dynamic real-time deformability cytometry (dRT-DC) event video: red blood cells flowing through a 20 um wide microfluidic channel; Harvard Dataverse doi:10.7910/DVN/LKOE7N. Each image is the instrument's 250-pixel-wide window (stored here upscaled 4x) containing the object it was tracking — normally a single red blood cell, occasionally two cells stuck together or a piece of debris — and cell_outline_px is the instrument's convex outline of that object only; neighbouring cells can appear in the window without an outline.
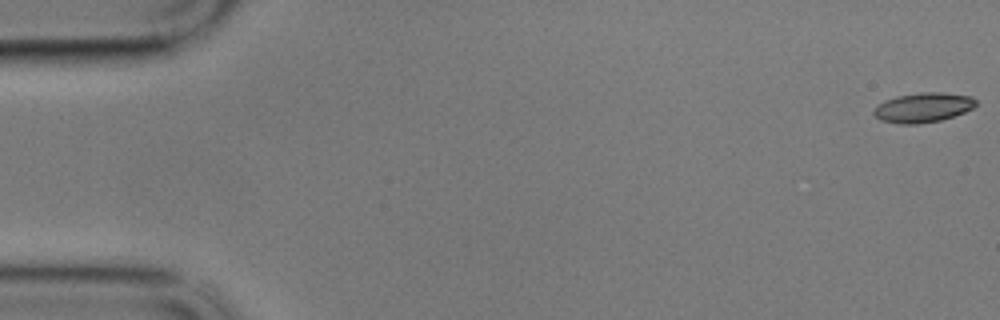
{"species": "common noctule bat (a hibernating species)", "species_latin": "Nyctalus noctula", "temperature_condition": "cold", "stored_images_in_passage": 59, "camera_frame_rate_fps": 3000, "um_per_image_px": 0.085, "animal": {"sex": "male", "body_mass_g": 17.9}, "frame": {"image": 1, "passage_image": 1, "time_ms": 0.0, "image_size_px": [1000, 320], "cell_outline_px": [[976, 104], [972, 108], [964, 112], [940, 120], [916, 124], [900, 124], [880, 120], [872, 112], [884, 100], [896, 96], [920, 92], [944, 92], [972, 96], [976, 100]], "centroid_in_image_um": [78.47, 9.12], "position_along_channel_um": 6.5, "area_um2": 17.57}}
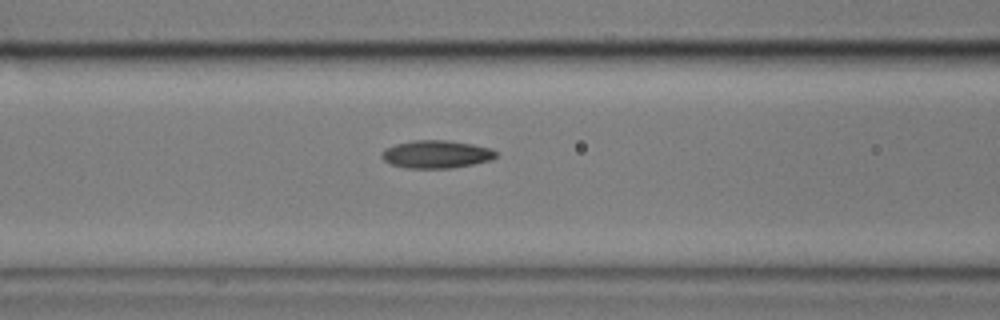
{"frame": {"image": 2, "passage_image": 24, "time_ms": 7.667, "image_size_px": [1000, 320], "cell_outline_px": [[496, 156], [492, 160], [452, 168], [404, 168], [392, 164], [384, 160], [380, 156], [384, 148], [396, 144], [416, 140], [448, 140], [472, 144], [492, 148], [496, 152]], "centroid_in_image_um": [37.09, 13.11], "position_along_channel_um": 129.5, "area_um2": 18.55}}
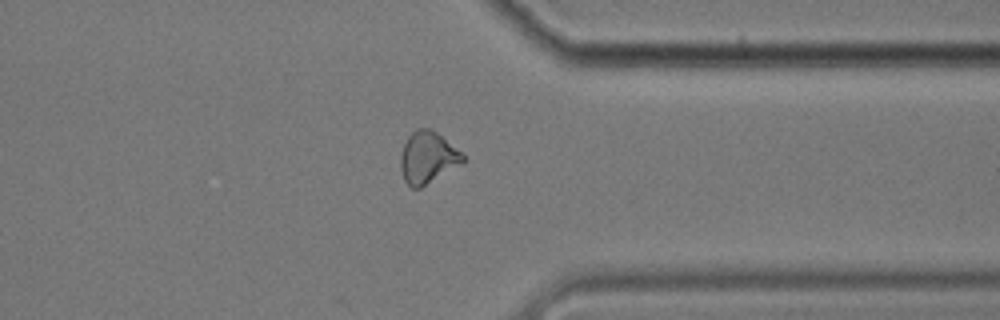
{"frame": {"image": 3, "passage_image": 46, "time_ms": 15.0, "image_size_px": [1000, 320], "cell_outline_px": [[464, 160], [420, 188], [412, 188], [404, 180], [400, 168], [400, 152], [408, 136], [416, 128], [432, 128], [460, 152], [464, 156]], "centroid_in_image_um": [36.28, 13.36], "position_along_channel_um": 375.1, "area_um2": 18.32}, "authors_computed_cell_mechanics": {"area_um2": 18.3226, "velocity_mm_per_s": 3.4093, "shape_relaxation_time_tau1_ms": 5.288, "shape_relaxation_time_tau2_ms": 5.2866, "deformation_change_tau1": 0.1507, "deformation_change_tau2": 0.1272}}